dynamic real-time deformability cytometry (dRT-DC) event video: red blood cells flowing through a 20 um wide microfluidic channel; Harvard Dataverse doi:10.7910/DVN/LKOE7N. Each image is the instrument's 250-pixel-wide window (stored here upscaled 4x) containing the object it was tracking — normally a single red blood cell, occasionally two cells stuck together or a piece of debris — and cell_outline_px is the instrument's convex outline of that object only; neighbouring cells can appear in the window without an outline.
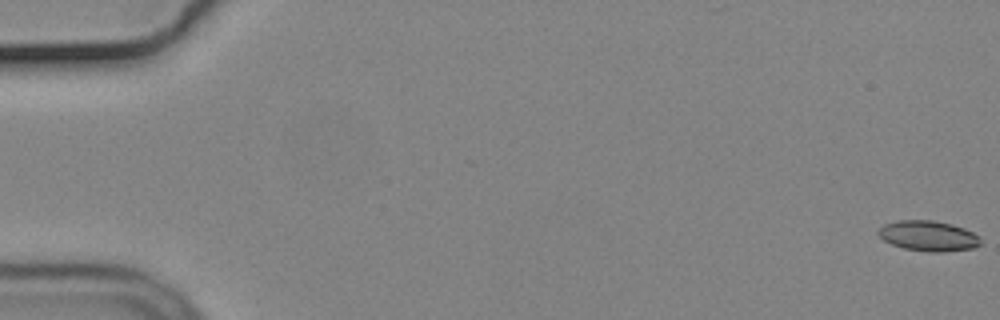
{"species": "common noctule bat (a hibernating species)", "species_latin": "Nyctalus noctula", "temperature_condition": "cold", "stored_images_in_passage": 57, "camera_frame_rate_fps": 3000, "um_per_image_px": 0.085, "animal": {"sex": "male", "body_mass_g": 19.2, "forearm_length_mm": 51.8}, "frame": {"image": 1, "passage_image": 1, "time_ms": 0.0, "image_size_px": [1000, 320], "cell_outline_px": [[980, 244], [972, 248], [944, 252], [928, 252], [904, 248], [892, 244], [884, 240], [876, 232], [884, 224], [900, 220], [932, 220], [952, 224], [964, 228], [980, 236]], "centroid_in_image_um": [78.91, 20.05], "position_along_channel_um": 6.1, "area_um2": 18.03}}
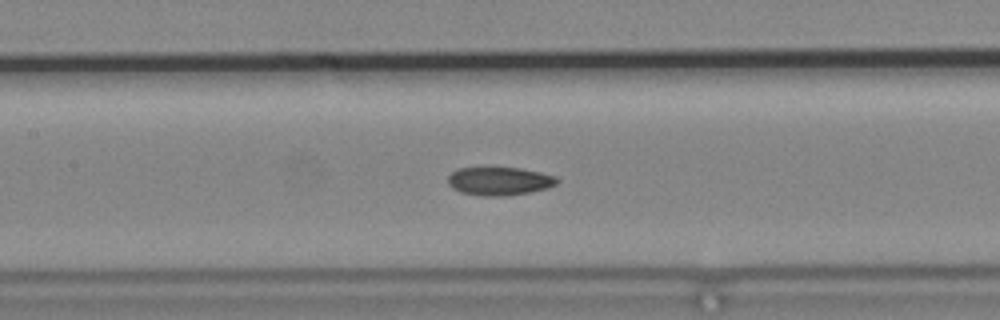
{"frame": {"image": 2, "passage_image": 27, "time_ms": 8.667, "image_size_px": [1000, 320], "cell_outline_px": [[560, 180], [556, 184], [548, 188], [528, 192], [504, 196], [480, 196], [460, 192], [452, 188], [448, 184], [448, 176], [452, 172], [460, 168], [492, 164], [520, 168], [540, 172], [556, 176]], "centroid_in_image_um": [42.41, 15.34], "position_along_channel_um": 165.0, "area_um2": 18.84}}
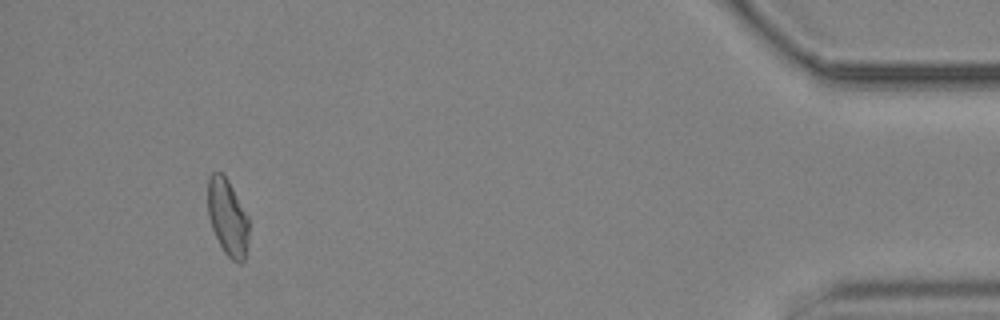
{"frame": {"image": 3, "passage_image": 53, "time_ms": 17.333, "image_size_px": [1000, 320], "cell_outline_px": [[248, 236], [244, 260], [240, 264], [232, 260], [224, 252], [212, 228], [208, 216], [208, 176], [212, 172], [224, 172], [248, 216]], "centroid_in_image_um": [19.33, 18.43], "position_along_channel_um": 415.9, "area_um2": 18.32}, "authors_computed_cell_mechanics": {"area_um2": 18.3804, "velocity_mm_per_s": 3.6857, "shape_relaxation_time_tau1_ms": null, "shape_relaxation_time_tau2_ms": 3.4685, "deformation_change_tau1": null, "deformation_change_tau2": 0.0801}}